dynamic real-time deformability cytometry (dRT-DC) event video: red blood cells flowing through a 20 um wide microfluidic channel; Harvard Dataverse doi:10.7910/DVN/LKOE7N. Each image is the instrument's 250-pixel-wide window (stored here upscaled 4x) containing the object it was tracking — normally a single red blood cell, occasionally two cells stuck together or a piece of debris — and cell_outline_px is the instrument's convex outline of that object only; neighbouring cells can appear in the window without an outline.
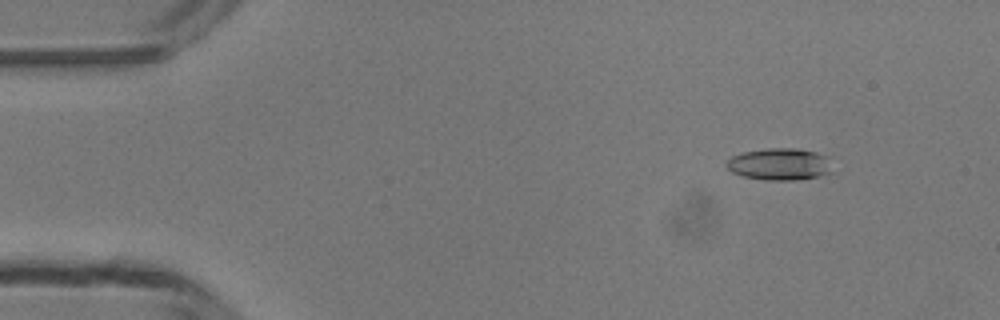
{"species": "common noctule bat (a hibernating species)", "species_latin": "Nyctalus noctula", "temperature_condition": "room temperature", "stored_images_in_passage": 47, "camera_frame_rate_fps": 3000, "um_per_image_px": 0.085, "animal": {"sex": "male", "body_mass_g": 13.3}, "frame": {"image": 1, "passage_image": 3, "time_ms": 0.667, "image_size_px": [1000, 320], "cell_outline_px": [[836, 172], [796, 180], [764, 180], [744, 176], [732, 172], [724, 164], [732, 156], [744, 152], [768, 148], [796, 148], [816, 152], [828, 156]], "centroid_in_image_um": [66.33, 13.95], "position_along_channel_um": 18.7, "area_um2": 19.94}}
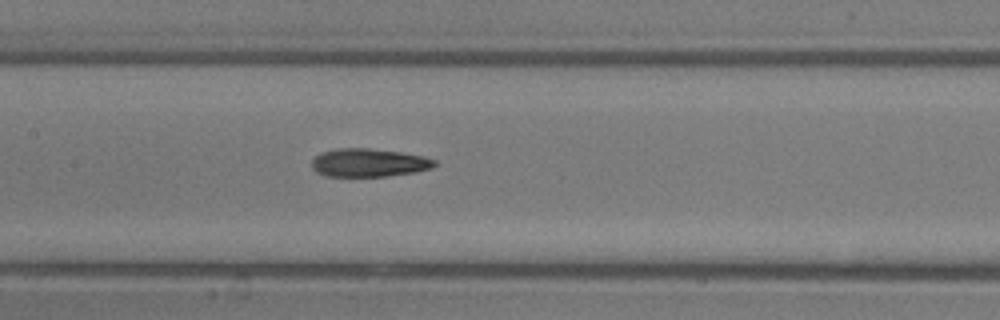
{"frame": {"image": 2, "passage_image": 21, "time_ms": 6.667, "image_size_px": [1000, 320], "cell_outline_px": [[436, 164], [432, 168], [416, 172], [388, 176], [324, 176], [316, 172], [312, 168], [312, 160], [320, 152], [336, 148], [368, 148], [400, 152], [424, 156], [436, 160]], "centroid_in_image_um": [31.34, 13.83], "position_along_channel_um": 176.1, "area_um2": 20.35}}
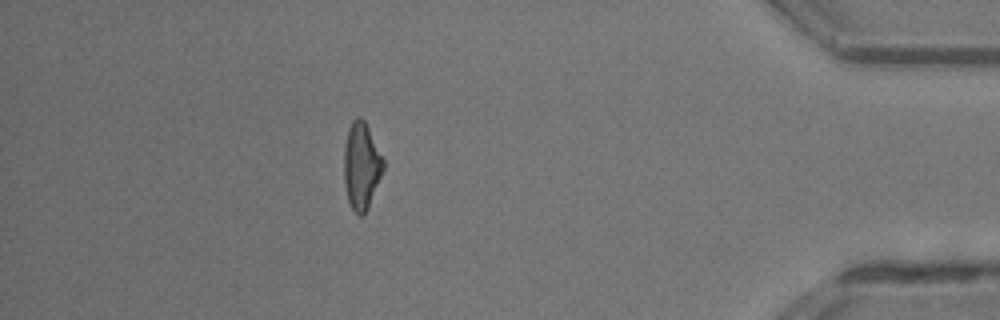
{"frame": {"image": 3, "passage_image": 41, "time_ms": 13.333, "image_size_px": [1000, 320], "cell_outline_px": [[384, 168], [368, 208], [364, 216], [360, 216], [352, 208], [348, 200], [344, 180], [344, 148], [348, 128], [352, 120], [356, 116], [360, 116], [364, 120], [384, 160]], "centroid_in_image_um": [30.71, 14.09], "position_along_channel_um": 404.5, "area_um2": 19.77}, "authors_computed_cell_mechanics": {"area_um2": 19.8254, "velocity_mm_per_s": 4.1674, "shape_relaxation_time_tau1_ms": null, "shape_relaxation_time_tau2_ms": 1.2476, "deformation_change_tau1": null, "deformation_change_tau2": 0.1}}